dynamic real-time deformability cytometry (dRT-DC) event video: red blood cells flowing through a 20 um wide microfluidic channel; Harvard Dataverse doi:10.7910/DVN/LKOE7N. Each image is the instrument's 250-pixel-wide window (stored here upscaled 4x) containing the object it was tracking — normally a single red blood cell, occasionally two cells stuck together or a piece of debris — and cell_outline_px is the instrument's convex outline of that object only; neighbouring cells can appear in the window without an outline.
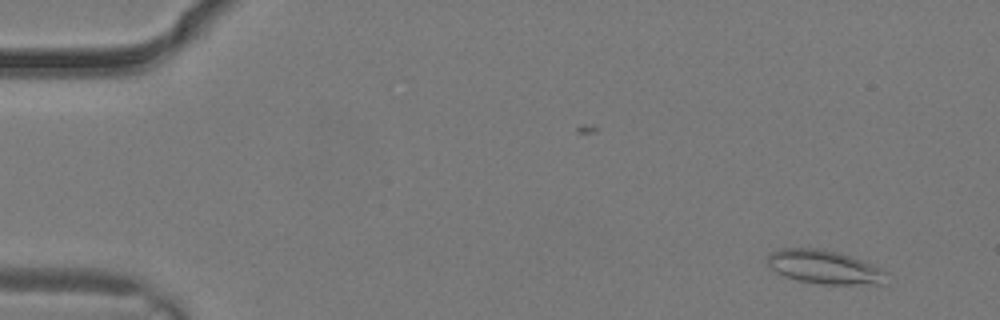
{"species": "common noctule bat (a hibernating species)", "species_latin": "Nyctalus noctula", "temperature_condition": "warm", "stored_images_in_passage": 3, "camera_frame_rate_fps": 3000, "um_per_image_px": 0.085, "animal": {"sex": "male", "body_mass_g": 19.2, "forearm_length_mm": 51.8}, "frame": {"image": 1, "passage_image": 1, "time_ms": 0.0, "image_size_px": [1000, 320], "cell_outline_px": [[888, 272], [884, 284], [824, 284], [796, 280], [784, 276], [776, 272], [768, 264], [768, 252], [784, 248], [816, 248], [840, 252], [880, 268]], "centroid_in_image_um": [70.06, 22.7], "position_along_channel_um": 14.9, "area_um2": 23.29}}